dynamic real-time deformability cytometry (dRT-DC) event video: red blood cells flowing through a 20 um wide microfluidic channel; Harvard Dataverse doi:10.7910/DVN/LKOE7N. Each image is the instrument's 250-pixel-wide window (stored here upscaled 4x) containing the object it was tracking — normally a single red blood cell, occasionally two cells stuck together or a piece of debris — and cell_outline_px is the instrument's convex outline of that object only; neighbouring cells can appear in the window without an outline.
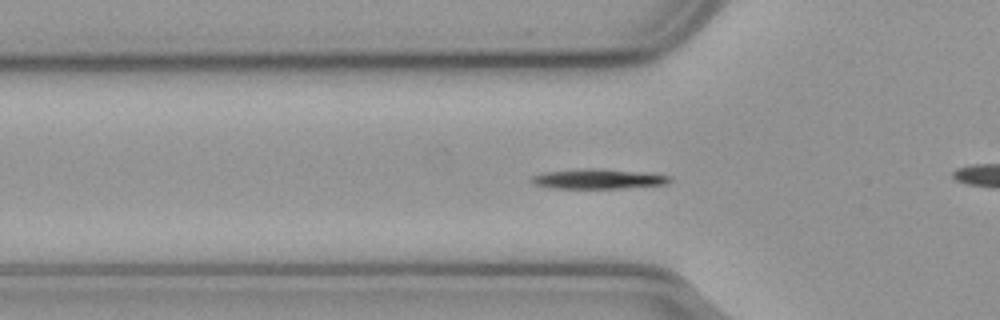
{"species": "common noctule bat (a hibernating species)", "species_latin": "Nyctalus noctula", "temperature_condition": "cold", "stored_images_in_passage": 58, "camera_frame_rate_fps": 3000, "um_per_image_px": 0.085, "animal": {"sex": "male", "body_mass_g": 23.1, "forearm_length_mm": 52.7}, "frame": {"image": 1, "passage_image": 19, "time_ms": 6.0, "image_size_px": [1000, 320], "cell_outline_px": [[672, 180], [668, 184], [624, 188], [552, 188], [532, 184], [528, 180], [532, 176], [544, 172], [588, 168], [592, 168], [652, 172], [672, 176]], "centroid_in_image_um": [50.9, 15.2], "position_along_channel_um": 74.9, "area_um2": 16.36}}
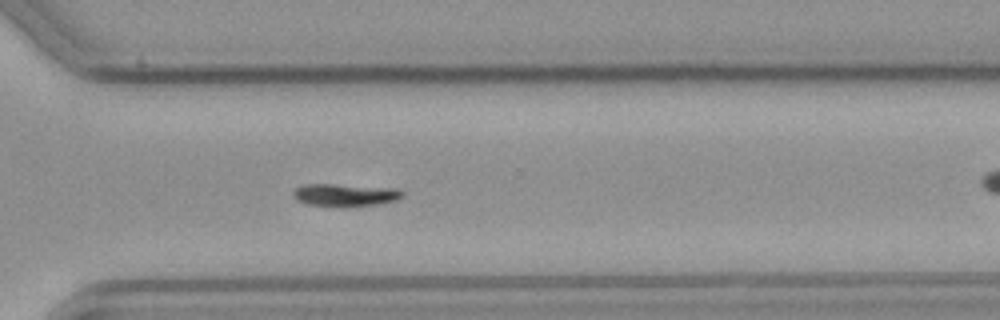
{"frame": {"image": 2, "passage_image": 41, "time_ms": 13.333, "image_size_px": [1000, 320], "cell_outline_px": [[404, 196], [396, 200], [380, 204], [344, 208], [332, 208], [308, 204], [296, 200], [292, 196], [292, 192], [296, 188], [304, 184], [332, 184], [396, 188], [404, 192]], "centroid_in_image_um": [29.32, 16.6], "position_along_channel_um": 341.3, "area_um2": 14.91}}
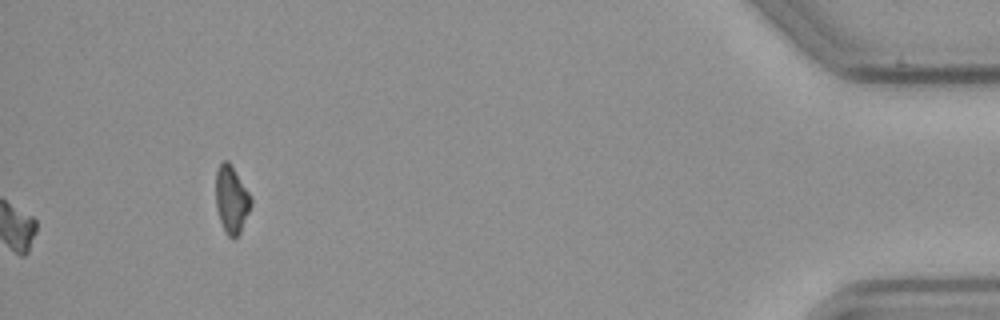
{"frame": {"image": 3, "passage_image": 58, "time_ms": 19.0, "image_size_px": [1000, 320], "cell_outline_px": [[252, 204], [240, 232], [236, 236], [228, 236], [224, 232], [216, 208], [216, 168], [224, 160], [228, 160], [252, 196]], "centroid_in_image_um": [19.68, 16.93], "position_along_channel_um": 415.5, "area_um2": 13.81}, "authors_computed_cell_mechanics": {"area_um2": 13.7853, "velocity_mm_per_s": 3.6161, "shape_relaxation_time_tau1_ms": 1.7963, "shape_relaxation_time_tau2_ms": null, "deformation_change_tau1": 0.1296, "deformation_change_tau2": null}}